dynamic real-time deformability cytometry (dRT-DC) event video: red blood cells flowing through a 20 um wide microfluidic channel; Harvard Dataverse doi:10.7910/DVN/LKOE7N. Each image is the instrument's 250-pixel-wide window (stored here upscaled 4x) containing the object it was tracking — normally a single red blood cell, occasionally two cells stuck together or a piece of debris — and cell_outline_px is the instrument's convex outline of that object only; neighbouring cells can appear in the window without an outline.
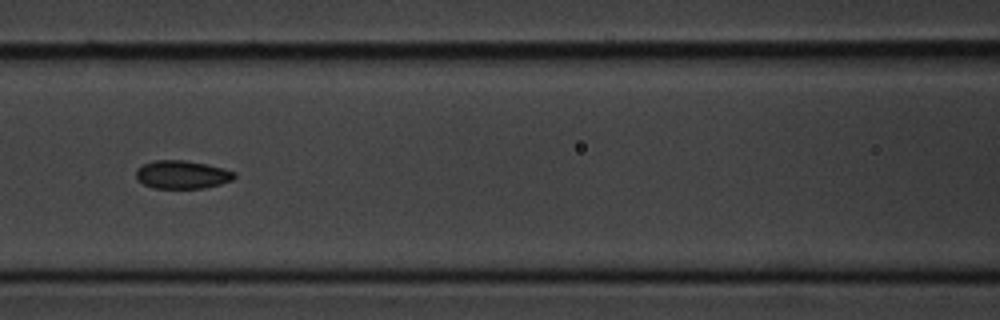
{"species": "common noctule bat (a hibernating species)", "species_latin": "Nyctalus noctula", "temperature_condition": "cold", "stored_images_in_passage": 9, "camera_frame_rate_fps": 3000, "um_per_image_px": 0.085, "animal": {"sex": "male", "body_mass_g": 20.1, "forearm_length_mm": 53.5}, "frame": {"image": 1, "passage_image": 6, "time_ms": 6.667, "image_size_px": [1000, 320], "cell_outline_px": [[236, 176], [232, 180], [220, 184], [204, 188], [152, 188], [144, 184], [136, 176], [136, 168], [152, 160], [184, 160], [224, 168], [236, 172]], "centroid_in_image_um": [15.48, 14.84], "position_along_channel_um": 151.1, "area_um2": 16.13}}
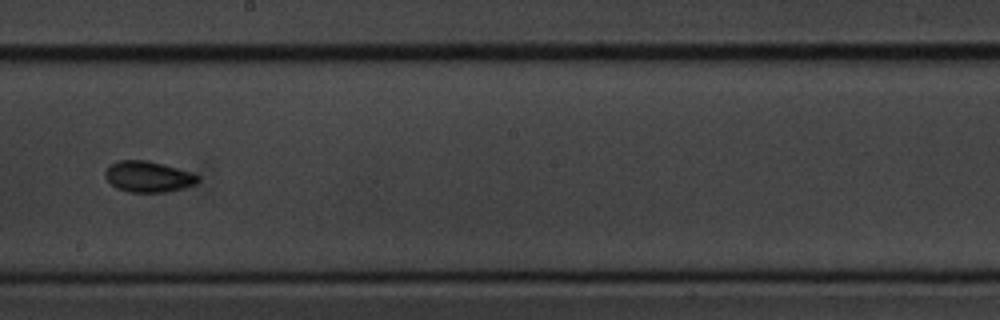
{"frame": {"image": 2, "passage_image": 8, "time_ms": 9.0, "image_size_px": [1000, 320], "cell_outline_px": [[200, 180], [196, 184], [184, 188], [168, 192], [128, 192], [116, 188], [104, 176], [104, 172], [116, 160], [148, 160], [164, 164], [192, 172], [200, 176]], "centroid_in_image_um": [12.63, 15.01], "position_along_channel_um": 235.6, "area_um2": 16.94}}
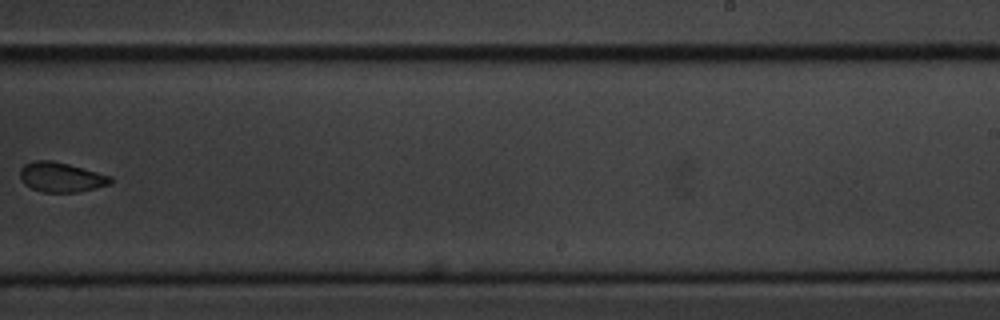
{"frame": {"image": 3, "passage_image": 9, "time_ms": 10.333, "image_size_px": [1000, 320], "cell_outline_px": [[112, 184], [96, 188], [76, 192], [44, 192], [32, 188], [24, 184], [20, 180], [20, 168], [24, 164], [36, 160], [52, 160], [68, 164], [112, 176]], "centroid_in_image_um": [5.19, 15.06], "position_along_channel_um": 283.8, "area_um2": 15.72}}